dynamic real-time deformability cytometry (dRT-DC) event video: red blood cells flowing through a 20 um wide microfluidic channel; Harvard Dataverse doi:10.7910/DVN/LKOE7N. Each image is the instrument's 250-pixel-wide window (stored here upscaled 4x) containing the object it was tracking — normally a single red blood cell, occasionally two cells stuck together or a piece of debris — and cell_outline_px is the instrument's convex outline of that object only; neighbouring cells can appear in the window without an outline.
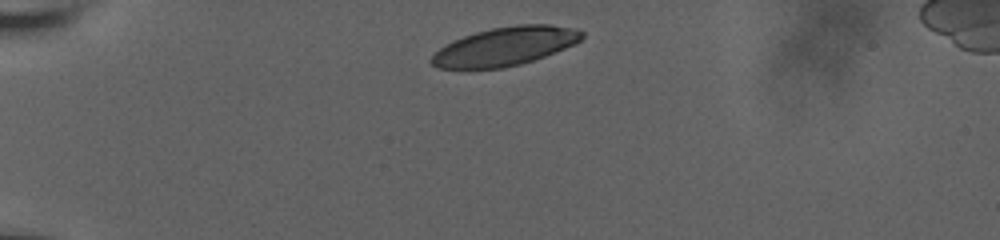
{"species": "human", "species_latin": "Homo sapiens", "temperature_condition": "room temperature", "stored_images_in_passage": 8, "camera_frame_rate_fps": 3000, "um_per_image_px": 0.085, "donor": {"sex": "male"}, "frame": {"image": 1, "passage_image": 1, "time_ms": 0.0, "image_size_px": [1000, 240], "cell_outline_px": [[584, 36], [576, 44], [544, 56], [520, 64], [504, 68], [436, 68], [428, 60], [444, 44], [452, 40], [476, 32], [492, 28], [516, 24], [548, 24], [576, 28], [584, 32]], "centroid_in_image_um": [42.94, 3.93], "position_along_channel_um": 42.1, "area_um2": 33.81}}
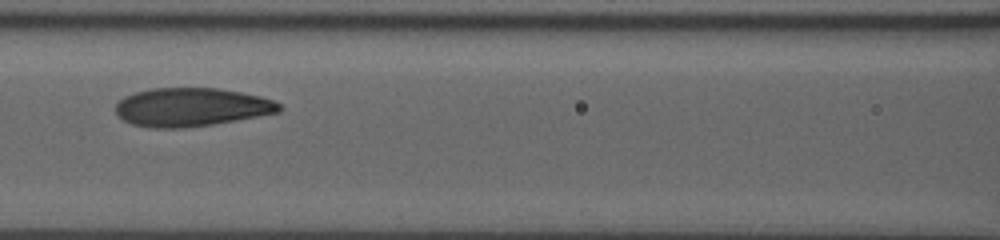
{"frame": {"image": 2, "passage_image": 6, "time_ms": 1.667, "image_size_px": [1000, 240], "cell_outline_px": [[284, 108], [280, 112], [212, 124], [184, 128], [152, 128], [132, 124], [116, 116], [116, 104], [124, 96], [136, 92], [152, 88], [216, 88], [240, 92], [260, 96], [272, 100], [280, 104]], "centroid_in_image_um": [16.25, 9.11], "position_along_channel_um": 150.4, "area_um2": 36.65}}
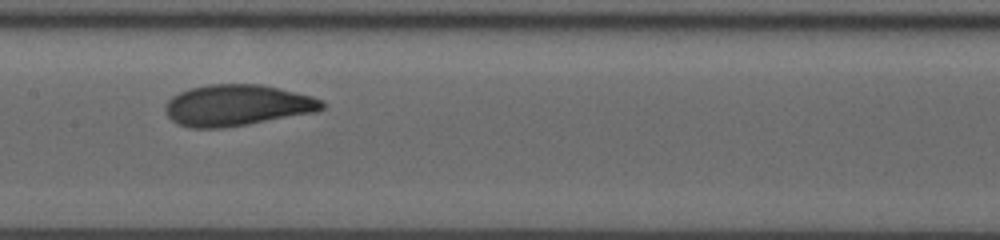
{"frame": {"image": 3, "passage_image": 7, "time_ms": 2.0, "image_size_px": [1000, 240], "cell_outline_px": [[324, 108], [316, 112], [248, 124], [220, 128], [192, 128], [176, 124], [164, 112], [164, 104], [172, 96], [180, 92], [192, 88], [208, 84], [260, 84], [280, 88], [312, 96], [324, 100]], "centroid_in_image_um": [20.14, 8.95], "position_along_channel_um": 187.3, "area_um2": 37.8}}